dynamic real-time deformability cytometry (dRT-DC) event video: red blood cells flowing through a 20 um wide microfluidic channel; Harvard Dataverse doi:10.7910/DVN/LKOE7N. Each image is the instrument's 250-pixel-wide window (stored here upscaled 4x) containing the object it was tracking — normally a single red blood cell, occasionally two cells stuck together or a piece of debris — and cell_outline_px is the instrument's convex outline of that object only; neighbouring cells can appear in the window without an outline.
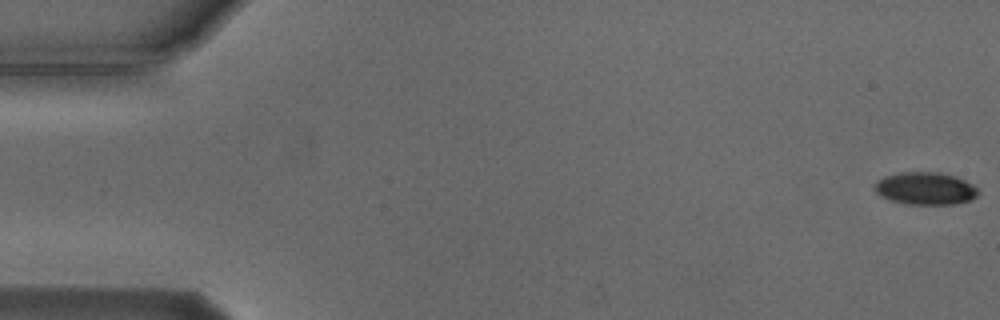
{"species": "Egyptian fruit bat (a non-hibernating species)", "species_latin": "Rousettus aegyptiacus", "temperature_condition": "cold", "stored_images_in_passage": 56, "camera_frame_rate_fps": 3000, "um_per_image_px": 0.085, "animal": {"sex": "male"}, "frame": {"image": 1, "passage_image": 1, "time_ms": 0.0, "image_size_px": [1000, 320], "cell_outline_px": [[980, 192], [976, 196], [968, 200], [956, 204], [904, 204], [880, 196], [876, 192], [872, 184], [884, 176], [900, 172], [940, 172], [956, 176], [972, 184]], "centroid_in_image_um": [78.63, 16.01], "position_along_channel_um": 6.4, "area_um2": 19.71}}
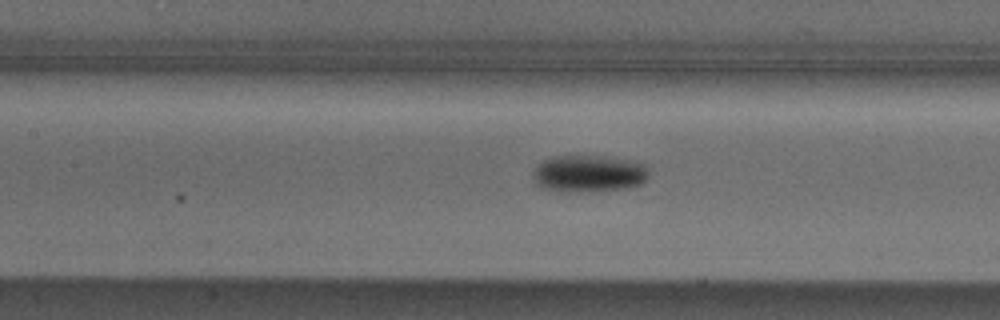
{"frame": {"image": 2, "passage_image": 25, "time_ms": 8.0, "image_size_px": [1000, 320], "cell_outline_px": [[648, 176], [640, 184], [628, 188], [592, 192], [560, 192], [540, 188], [536, 184], [532, 176], [532, 172], [536, 164], [552, 156], [576, 152], [604, 156], [628, 160], [644, 164], [648, 172]], "centroid_in_image_um": [49.94, 14.73], "position_along_channel_um": 157.5, "area_um2": 26.18}}
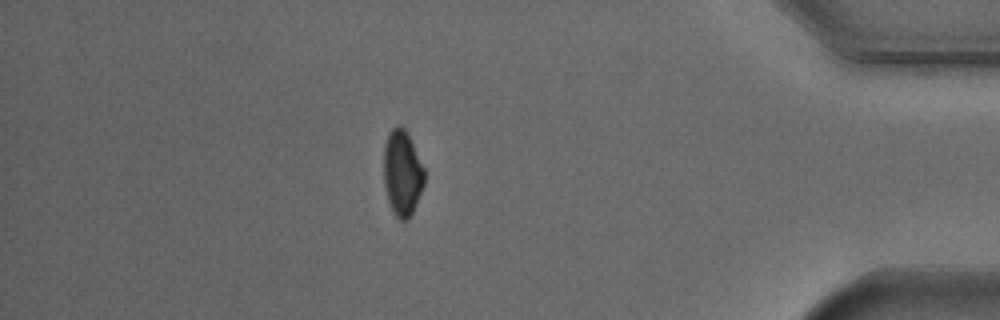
{"frame": {"image": 3, "passage_image": 48, "time_ms": 15.667, "image_size_px": [1000, 320], "cell_outline_px": [[424, 184], [416, 204], [408, 220], [400, 220], [392, 212], [384, 188], [384, 144], [388, 132], [396, 124], [400, 124], [408, 132], [424, 168]], "centroid_in_image_um": [34.18, 14.67], "position_along_channel_um": 401.0, "area_um2": 20.52}}